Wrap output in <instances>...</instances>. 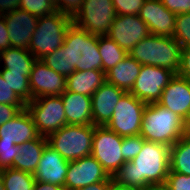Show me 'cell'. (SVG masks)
Masks as SVG:
<instances>
[{"label":"cell","mask_w":190,"mask_h":190,"mask_svg":"<svg viewBox=\"0 0 190 190\" xmlns=\"http://www.w3.org/2000/svg\"><path fill=\"white\" fill-rule=\"evenodd\" d=\"M170 170V147L145 141L139 154L112 175L115 184L138 190L165 185Z\"/></svg>","instance_id":"obj_1"},{"label":"cell","mask_w":190,"mask_h":190,"mask_svg":"<svg viewBox=\"0 0 190 190\" xmlns=\"http://www.w3.org/2000/svg\"><path fill=\"white\" fill-rule=\"evenodd\" d=\"M141 65L163 67L178 74L182 45L173 37L149 34L128 53Z\"/></svg>","instance_id":"obj_2"},{"label":"cell","mask_w":190,"mask_h":190,"mask_svg":"<svg viewBox=\"0 0 190 190\" xmlns=\"http://www.w3.org/2000/svg\"><path fill=\"white\" fill-rule=\"evenodd\" d=\"M140 135L146 141L162 143L171 147L186 135L184 120L158 103L147 104Z\"/></svg>","instance_id":"obj_3"},{"label":"cell","mask_w":190,"mask_h":190,"mask_svg":"<svg viewBox=\"0 0 190 190\" xmlns=\"http://www.w3.org/2000/svg\"><path fill=\"white\" fill-rule=\"evenodd\" d=\"M65 50H68L69 68L75 71L102 70L98 36L72 23L65 35Z\"/></svg>","instance_id":"obj_4"},{"label":"cell","mask_w":190,"mask_h":190,"mask_svg":"<svg viewBox=\"0 0 190 190\" xmlns=\"http://www.w3.org/2000/svg\"><path fill=\"white\" fill-rule=\"evenodd\" d=\"M72 23V16L58 10L39 17L28 50L37 60H41L64 44L66 32Z\"/></svg>","instance_id":"obj_5"},{"label":"cell","mask_w":190,"mask_h":190,"mask_svg":"<svg viewBox=\"0 0 190 190\" xmlns=\"http://www.w3.org/2000/svg\"><path fill=\"white\" fill-rule=\"evenodd\" d=\"M95 125H65L47 137L50 147L65 160L75 161L91 155Z\"/></svg>","instance_id":"obj_6"},{"label":"cell","mask_w":190,"mask_h":190,"mask_svg":"<svg viewBox=\"0 0 190 190\" xmlns=\"http://www.w3.org/2000/svg\"><path fill=\"white\" fill-rule=\"evenodd\" d=\"M116 16L112 0H83L72 21L91 35L107 36Z\"/></svg>","instance_id":"obj_7"},{"label":"cell","mask_w":190,"mask_h":190,"mask_svg":"<svg viewBox=\"0 0 190 190\" xmlns=\"http://www.w3.org/2000/svg\"><path fill=\"white\" fill-rule=\"evenodd\" d=\"M38 133L43 137L67 125L65 108L61 96H42L26 104Z\"/></svg>","instance_id":"obj_8"},{"label":"cell","mask_w":190,"mask_h":190,"mask_svg":"<svg viewBox=\"0 0 190 190\" xmlns=\"http://www.w3.org/2000/svg\"><path fill=\"white\" fill-rule=\"evenodd\" d=\"M146 105L130 92H125L105 126L122 137L139 135Z\"/></svg>","instance_id":"obj_9"},{"label":"cell","mask_w":190,"mask_h":190,"mask_svg":"<svg viewBox=\"0 0 190 190\" xmlns=\"http://www.w3.org/2000/svg\"><path fill=\"white\" fill-rule=\"evenodd\" d=\"M122 140V136H119L108 127L95 126L91 155L111 177L126 162L121 151Z\"/></svg>","instance_id":"obj_10"},{"label":"cell","mask_w":190,"mask_h":190,"mask_svg":"<svg viewBox=\"0 0 190 190\" xmlns=\"http://www.w3.org/2000/svg\"><path fill=\"white\" fill-rule=\"evenodd\" d=\"M0 14L6 21L11 47L28 49L39 17L19 9L9 0L3 1Z\"/></svg>","instance_id":"obj_11"},{"label":"cell","mask_w":190,"mask_h":190,"mask_svg":"<svg viewBox=\"0 0 190 190\" xmlns=\"http://www.w3.org/2000/svg\"><path fill=\"white\" fill-rule=\"evenodd\" d=\"M174 75V72L163 67L142 65L130 93L146 104L157 103Z\"/></svg>","instance_id":"obj_12"},{"label":"cell","mask_w":190,"mask_h":190,"mask_svg":"<svg viewBox=\"0 0 190 190\" xmlns=\"http://www.w3.org/2000/svg\"><path fill=\"white\" fill-rule=\"evenodd\" d=\"M149 34L148 26L138 15H117L107 36L129 53Z\"/></svg>","instance_id":"obj_13"},{"label":"cell","mask_w":190,"mask_h":190,"mask_svg":"<svg viewBox=\"0 0 190 190\" xmlns=\"http://www.w3.org/2000/svg\"><path fill=\"white\" fill-rule=\"evenodd\" d=\"M110 176L92 156L69 161L65 190H78L85 186L106 181Z\"/></svg>","instance_id":"obj_14"},{"label":"cell","mask_w":190,"mask_h":190,"mask_svg":"<svg viewBox=\"0 0 190 190\" xmlns=\"http://www.w3.org/2000/svg\"><path fill=\"white\" fill-rule=\"evenodd\" d=\"M29 85L32 99L42 96H59L66 91V77L36 59L29 75Z\"/></svg>","instance_id":"obj_15"},{"label":"cell","mask_w":190,"mask_h":190,"mask_svg":"<svg viewBox=\"0 0 190 190\" xmlns=\"http://www.w3.org/2000/svg\"><path fill=\"white\" fill-rule=\"evenodd\" d=\"M146 23L150 34L162 37H173L175 17L160 0H146L138 14Z\"/></svg>","instance_id":"obj_16"},{"label":"cell","mask_w":190,"mask_h":190,"mask_svg":"<svg viewBox=\"0 0 190 190\" xmlns=\"http://www.w3.org/2000/svg\"><path fill=\"white\" fill-rule=\"evenodd\" d=\"M69 161L48 144L45 146L33 176L36 181L64 187Z\"/></svg>","instance_id":"obj_17"},{"label":"cell","mask_w":190,"mask_h":190,"mask_svg":"<svg viewBox=\"0 0 190 190\" xmlns=\"http://www.w3.org/2000/svg\"><path fill=\"white\" fill-rule=\"evenodd\" d=\"M157 103L184 120L190 111V81L175 74Z\"/></svg>","instance_id":"obj_18"},{"label":"cell","mask_w":190,"mask_h":190,"mask_svg":"<svg viewBox=\"0 0 190 190\" xmlns=\"http://www.w3.org/2000/svg\"><path fill=\"white\" fill-rule=\"evenodd\" d=\"M124 93V90L106 81L93 93L91 96L93 125L105 126L110 121L114 108Z\"/></svg>","instance_id":"obj_19"},{"label":"cell","mask_w":190,"mask_h":190,"mask_svg":"<svg viewBox=\"0 0 190 190\" xmlns=\"http://www.w3.org/2000/svg\"><path fill=\"white\" fill-rule=\"evenodd\" d=\"M39 136L32 116L26 108L0 126V141L11 142L15 145H22L24 142L32 141Z\"/></svg>","instance_id":"obj_20"},{"label":"cell","mask_w":190,"mask_h":190,"mask_svg":"<svg viewBox=\"0 0 190 190\" xmlns=\"http://www.w3.org/2000/svg\"><path fill=\"white\" fill-rule=\"evenodd\" d=\"M60 96L68 125H93L91 96L67 90Z\"/></svg>","instance_id":"obj_21"},{"label":"cell","mask_w":190,"mask_h":190,"mask_svg":"<svg viewBox=\"0 0 190 190\" xmlns=\"http://www.w3.org/2000/svg\"><path fill=\"white\" fill-rule=\"evenodd\" d=\"M141 66L132 56L127 54L122 61L105 73L106 82L125 92H130L140 73Z\"/></svg>","instance_id":"obj_22"},{"label":"cell","mask_w":190,"mask_h":190,"mask_svg":"<svg viewBox=\"0 0 190 190\" xmlns=\"http://www.w3.org/2000/svg\"><path fill=\"white\" fill-rule=\"evenodd\" d=\"M47 144V138L40 135L32 141L19 145L18 154L13 160V169L33 174Z\"/></svg>","instance_id":"obj_23"},{"label":"cell","mask_w":190,"mask_h":190,"mask_svg":"<svg viewBox=\"0 0 190 190\" xmlns=\"http://www.w3.org/2000/svg\"><path fill=\"white\" fill-rule=\"evenodd\" d=\"M105 81L106 76L102 70L75 71L66 77V90L92 96Z\"/></svg>","instance_id":"obj_24"},{"label":"cell","mask_w":190,"mask_h":190,"mask_svg":"<svg viewBox=\"0 0 190 190\" xmlns=\"http://www.w3.org/2000/svg\"><path fill=\"white\" fill-rule=\"evenodd\" d=\"M35 61L36 58L28 49L9 47L0 51L2 67L9 72L22 73L24 76H29Z\"/></svg>","instance_id":"obj_25"},{"label":"cell","mask_w":190,"mask_h":190,"mask_svg":"<svg viewBox=\"0 0 190 190\" xmlns=\"http://www.w3.org/2000/svg\"><path fill=\"white\" fill-rule=\"evenodd\" d=\"M190 175V136H182L170 147V170Z\"/></svg>","instance_id":"obj_26"},{"label":"cell","mask_w":190,"mask_h":190,"mask_svg":"<svg viewBox=\"0 0 190 190\" xmlns=\"http://www.w3.org/2000/svg\"><path fill=\"white\" fill-rule=\"evenodd\" d=\"M99 53L102 58V71L106 73L122 61L127 52L108 36H98Z\"/></svg>","instance_id":"obj_27"},{"label":"cell","mask_w":190,"mask_h":190,"mask_svg":"<svg viewBox=\"0 0 190 190\" xmlns=\"http://www.w3.org/2000/svg\"><path fill=\"white\" fill-rule=\"evenodd\" d=\"M5 190H33L36 182L33 174L6 168L0 170Z\"/></svg>","instance_id":"obj_28"},{"label":"cell","mask_w":190,"mask_h":190,"mask_svg":"<svg viewBox=\"0 0 190 190\" xmlns=\"http://www.w3.org/2000/svg\"><path fill=\"white\" fill-rule=\"evenodd\" d=\"M2 78L7 81L11 89L25 103L31 102L32 92L29 85V76L22 73L9 72L7 69H0Z\"/></svg>","instance_id":"obj_29"},{"label":"cell","mask_w":190,"mask_h":190,"mask_svg":"<svg viewBox=\"0 0 190 190\" xmlns=\"http://www.w3.org/2000/svg\"><path fill=\"white\" fill-rule=\"evenodd\" d=\"M41 61L55 72L65 77L74 73L69 68L68 50H65L64 45L43 57Z\"/></svg>","instance_id":"obj_30"},{"label":"cell","mask_w":190,"mask_h":190,"mask_svg":"<svg viewBox=\"0 0 190 190\" xmlns=\"http://www.w3.org/2000/svg\"><path fill=\"white\" fill-rule=\"evenodd\" d=\"M19 9L26 10L37 17H44L56 11L51 0H9Z\"/></svg>","instance_id":"obj_31"},{"label":"cell","mask_w":190,"mask_h":190,"mask_svg":"<svg viewBox=\"0 0 190 190\" xmlns=\"http://www.w3.org/2000/svg\"><path fill=\"white\" fill-rule=\"evenodd\" d=\"M174 36L182 48L190 46V13L178 14L175 17Z\"/></svg>","instance_id":"obj_32"},{"label":"cell","mask_w":190,"mask_h":190,"mask_svg":"<svg viewBox=\"0 0 190 190\" xmlns=\"http://www.w3.org/2000/svg\"><path fill=\"white\" fill-rule=\"evenodd\" d=\"M145 141L140 134L123 137L121 151L124 160L132 161L141 151Z\"/></svg>","instance_id":"obj_33"},{"label":"cell","mask_w":190,"mask_h":190,"mask_svg":"<svg viewBox=\"0 0 190 190\" xmlns=\"http://www.w3.org/2000/svg\"><path fill=\"white\" fill-rule=\"evenodd\" d=\"M19 145L7 141H0V170L13 168V160L18 154Z\"/></svg>","instance_id":"obj_34"},{"label":"cell","mask_w":190,"mask_h":190,"mask_svg":"<svg viewBox=\"0 0 190 190\" xmlns=\"http://www.w3.org/2000/svg\"><path fill=\"white\" fill-rule=\"evenodd\" d=\"M146 0H112L117 15H138Z\"/></svg>","instance_id":"obj_35"},{"label":"cell","mask_w":190,"mask_h":190,"mask_svg":"<svg viewBox=\"0 0 190 190\" xmlns=\"http://www.w3.org/2000/svg\"><path fill=\"white\" fill-rule=\"evenodd\" d=\"M165 186L169 190H190V175L169 171Z\"/></svg>","instance_id":"obj_36"},{"label":"cell","mask_w":190,"mask_h":190,"mask_svg":"<svg viewBox=\"0 0 190 190\" xmlns=\"http://www.w3.org/2000/svg\"><path fill=\"white\" fill-rule=\"evenodd\" d=\"M0 103L9 105H26L11 89L0 73Z\"/></svg>","instance_id":"obj_37"},{"label":"cell","mask_w":190,"mask_h":190,"mask_svg":"<svg viewBox=\"0 0 190 190\" xmlns=\"http://www.w3.org/2000/svg\"><path fill=\"white\" fill-rule=\"evenodd\" d=\"M175 15L190 13V0H160Z\"/></svg>","instance_id":"obj_38"},{"label":"cell","mask_w":190,"mask_h":190,"mask_svg":"<svg viewBox=\"0 0 190 190\" xmlns=\"http://www.w3.org/2000/svg\"><path fill=\"white\" fill-rule=\"evenodd\" d=\"M83 0H55L56 10L74 16L82 5Z\"/></svg>","instance_id":"obj_39"},{"label":"cell","mask_w":190,"mask_h":190,"mask_svg":"<svg viewBox=\"0 0 190 190\" xmlns=\"http://www.w3.org/2000/svg\"><path fill=\"white\" fill-rule=\"evenodd\" d=\"M26 105H9L0 103V126L16 116Z\"/></svg>","instance_id":"obj_40"},{"label":"cell","mask_w":190,"mask_h":190,"mask_svg":"<svg viewBox=\"0 0 190 190\" xmlns=\"http://www.w3.org/2000/svg\"><path fill=\"white\" fill-rule=\"evenodd\" d=\"M178 75L190 81V46L182 48L181 63Z\"/></svg>","instance_id":"obj_41"},{"label":"cell","mask_w":190,"mask_h":190,"mask_svg":"<svg viewBox=\"0 0 190 190\" xmlns=\"http://www.w3.org/2000/svg\"><path fill=\"white\" fill-rule=\"evenodd\" d=\"M11 47L8 28L4 17L0 14V51L6 50Z\"/></svg>","instance_id":"obj_42"},{"label":"cell","mask_w":190,"mask_h":190,"mask_svg":"<svg viewBox=\"0 0 190 190\" xmlns=\"http://www.w3.org/2000/svg\"><path fill=\"white\" fill-rule=\"evenodd\" d=\"M113 182L112 177L110 176L106 181L97 182L84 188L78 190H107L108 186Z\"/></svg>","instance_id":"obj_43"},{"label":"cell","mask_w":190,"mask_h":190,"mask_svg":"<svg viewBox=\"0 0 190 190\" xmlns=\"http://www.w3.org/2000/svg\"><path fill=\"white\" fill-rule=\"evenodd\" d=\"M33 190H65V188L55 184L36 181Z\"/></svg>","instance_id":"obj_44"},{"label":"cell","mask_w":190,"mask_h":190,"mask_svg":"<svg viewBox=\"0 0 190 190\" xmlns=\"http://www.w3.org/2000/svg\"><path fill=\"white\" fill-rule=\"evenodd\" d=\"M107 190H138V189L130 188V187H125V186H120V185H117L114 182H112L108 186Z\"/></svg>","instance_id":"obj_45"},{"label":"cell","mask_w":190,"mask_h":190,"mask_svg":"<svg viewBox=\"0 0 190 190\" xmlns=\"http://www.w3.org/2000/svg\"><path fill=\"white\" fill-rule=\"evenodd\" d=\"M184 131L187 136H190V111L184 119Z\"/></svg>","instance_id":"obj_46"},{"label":"cell","mask_w":190,"mask_h":190,"mask_svg":"<svg viewBox=\"0 0 190 190\" xmlns=\"http://www.w3.org/2000/svg\"><path fill=\"white\" fill-rule=\"evenodd\" d=\"M146 190H169L165 185L149 186Z\"/></svg>","instance_id":"obj_47"},{"label":"cell","mask_w":190,"mask_h":190,"mask_svg":"<svg viewBox=\"0 0 190 190\" xmlns=\"http://www.w3.org/2000/svg\"><path fill=\"white\" fill-rule=\"evenodd\" d=\"M0 190H5L1 174H0Z\"/></svg>","instance_id":"obj_48"},{"label":"cell","mask_w":190,"mask_h":190,"mask_svg":"<svg viewBox=\"0 0 190 190\" xmlns=\"http://www.w3.org/2000/svg\"><path fill=\"white\" fill-rule=\"evenodd\" d=\"M4 0H0V10H1V6Z\"/></svg>","instance_id":"obj_49"}]
</instances>
